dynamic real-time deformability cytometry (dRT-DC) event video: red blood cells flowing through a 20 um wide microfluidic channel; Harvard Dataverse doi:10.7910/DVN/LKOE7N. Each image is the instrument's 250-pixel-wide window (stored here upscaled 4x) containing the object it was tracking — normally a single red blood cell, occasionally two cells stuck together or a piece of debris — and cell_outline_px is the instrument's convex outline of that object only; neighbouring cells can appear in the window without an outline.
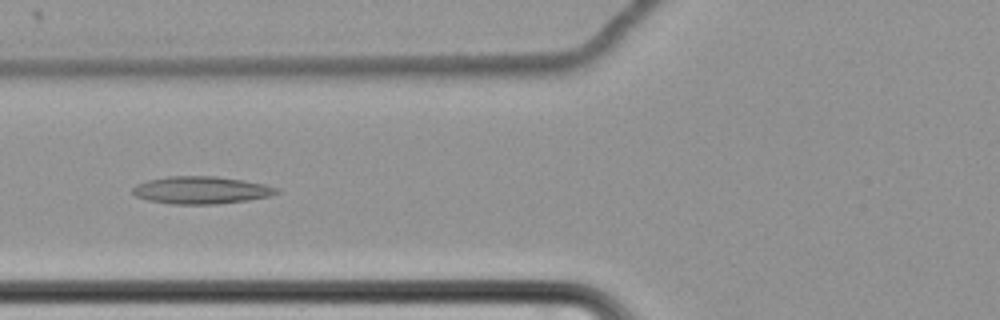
{"species": "common noctule bat (a hibernating species)", "species_latin": "Nyctalus noctula", "temperature_condition": "cold", "stored_images_in_passage": 49, "camera_frame_rate_fps": 3000, "um_per_image_px": 0.085, "animal": {"sex": "female", "body_mass_g": 22.7, "forearm_length_mm": 54.2}, "frame": {"image": 1, "passage_image": 13, "time_ms": 4.0, "image_size_px": [1000, 320], "cell_outline_px": [[280, 192], [272, 196], [248, 200], [216, 204], [172, 204], [148, 200], [136, 196], [132, 192], [132, 188], [136, 184], [148, 180], [168, 176], [216, 176], [244, 180], [264, 184], [280, 188]], "centroid_in_image_um": [17.13, 16.16], "position_along_channel_um": 108.7, "area_um2": 23.18}}
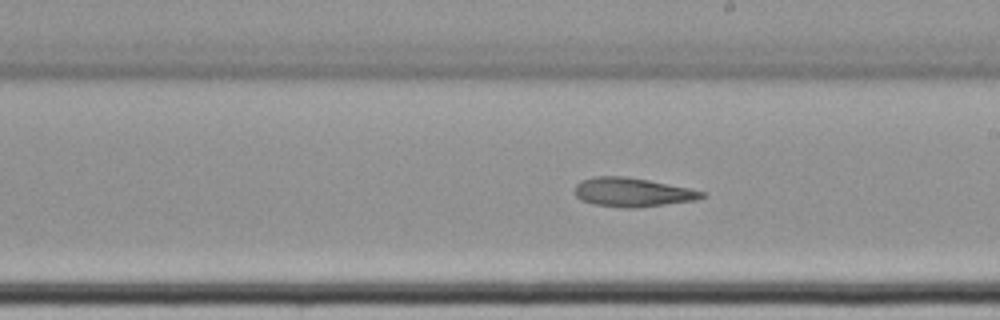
{"frame": {"image": 2, "passage_image": 24, "time_ms": 7.667, "image_size_px": [1000, 320], "cell_outline_px": [[708, 192], [704, 196], [696, 200], [636, 208], [624, 208], [592, 204], [580, 200], [576, 196], [576, 184], [580, 180], [592, 176], [624, 176], [648, 180]], "centroid_in_image_um": [53.73, 16.34], "position_along_channel_um": 235.3, "area_um2": 21.5}}
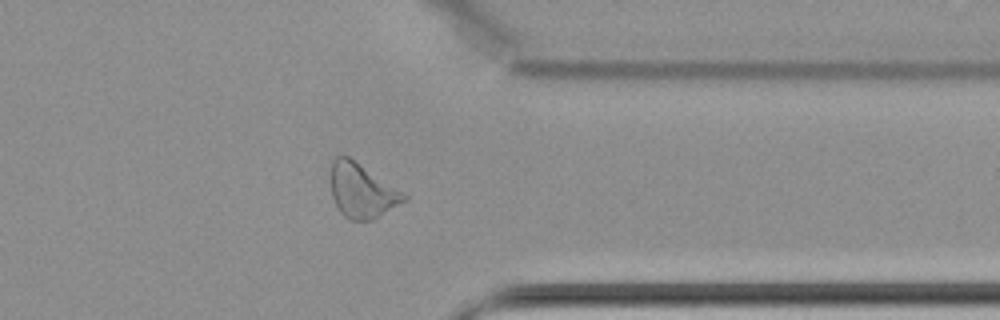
{"frame": {"image": 3, "passage_image": 37, "time_ms": 12.0, "image_size_px": [1000, 320], "cell_outline_px": [[408, 200], [372, 220], [348, 220], [340, 212], [332, 196], [332, 160], [336, 156], [348, 156], [408, 192]], "centroid_in_image_um": [30.84, 16.21], "position_along_channel_um": 380.6, "area_um2": 23.52}, "authors_computed_cell_mechanics": {"area_um2": 23.1778, "velocity_mm_per_s": 3.4542, "shape_relaxation_time_tau1_ms": 5.59, "shape_relaxation_time_tau2_ms": 5.9863, "deformation_change_tau1": 0.1326, "deformation_change_tau2": 0.159}}